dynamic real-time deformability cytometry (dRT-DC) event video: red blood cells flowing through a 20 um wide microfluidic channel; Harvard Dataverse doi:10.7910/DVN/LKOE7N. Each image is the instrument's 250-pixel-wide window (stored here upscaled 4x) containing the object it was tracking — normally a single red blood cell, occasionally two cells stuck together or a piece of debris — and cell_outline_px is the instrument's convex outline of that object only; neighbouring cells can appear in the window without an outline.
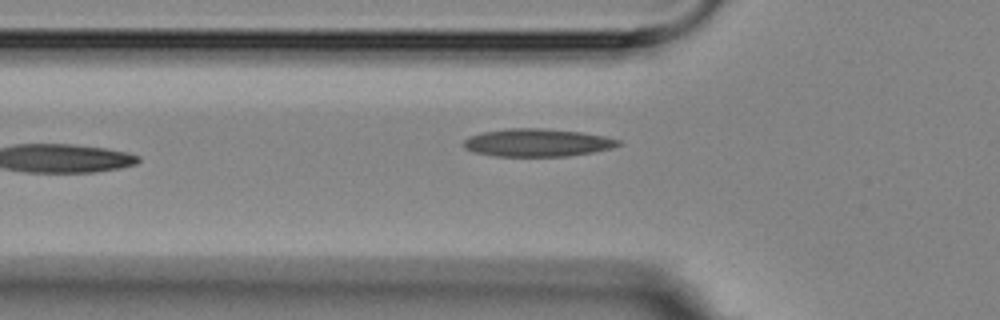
{"species": "Egyptian fruit bat (a non-hibernating species)", "species_latin": "Rousettus aegyptiacus", "temperature_condition": "room temperature", "stored_images_in_passage": 7, "camera_frame_rate_fps": 3000, "um_per_image_px": 0.085, "animal": {"sex": "female"}, "frame": {"image": 1, "passage_image": 6, "time_ms": 6.0, "image_size_px": [1000, 320], "cell_outline_px": [[620, 144], [612, 148], [592, 152], [568, 156], [492, 156], [472, 152], [464, 148], [464, 140], [468, 136], [484, 132], [504, 128], [540, 128], [580, 132], [604, 136], [620, 140]], "centroid_in_image_um": [45.62, 12.13], "position_along_channel_um": 80.2, "area_um2": 25.09}}
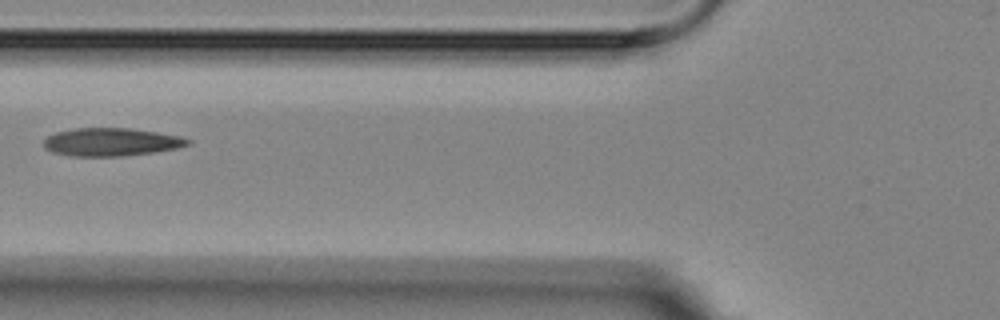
{"frame": {"image": 2, "passage_image": 7, "time_ms": 7.0, "image_size_px": [1000, 320], "cell_outline_px": [[192, 144], [176, 148], [152, 152], [124, 156], [72, 156], [52, 152], [44, 148], [44, 140], [48, 136], [56, 132], [76, 128], [128, 128], [156, 132], [180, 136], [192, 140]], "centroid_in_image_um": [9.45, 12.07], "position_along_channel_um": 116.3, "area_um2": 23.47}}